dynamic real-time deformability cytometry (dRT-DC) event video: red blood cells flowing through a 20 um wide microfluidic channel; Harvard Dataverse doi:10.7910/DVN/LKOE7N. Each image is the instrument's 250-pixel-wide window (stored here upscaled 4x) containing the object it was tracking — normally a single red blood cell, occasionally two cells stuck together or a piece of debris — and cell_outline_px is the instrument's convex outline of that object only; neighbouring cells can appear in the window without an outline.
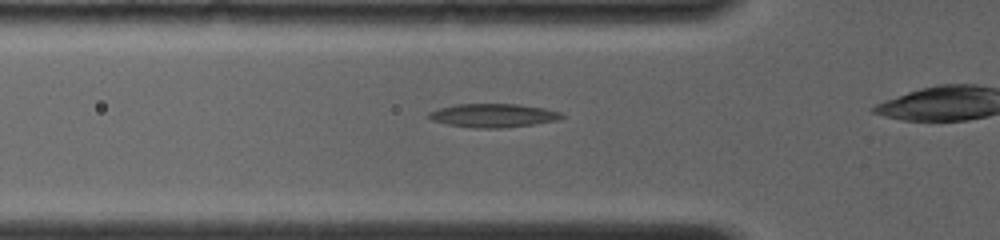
{"species": "common noctule bat (a hibernating species)", "species_latin": "Nyctalus noctula", "temperature_condition": "room temperature", "stored_images_in_passage": 25, "camera_frame_rate_fps": 4000, "um_per_image_px": 0.085, "animal": {"sex": "female", "body_mass_g": 19.0, "forearm_length_mm": 56.7}, "frame": {"image": 1, "passage_image": 5, "time_ms": 1.5, "image_size_px": [1000, 240], "cell_outline_px": [[564, 116], [560, 120], [504, 128], [476, 128], [448, 124], [432, 120], [428, 116], [428, 112], [440, 108], [456, 104], [516, 104], [544, 108], [560, 112]], "centroid_in_image_um": [41.93, 9.81], "position_along_channel_um": 83.9, "area_um2": 18.15}}
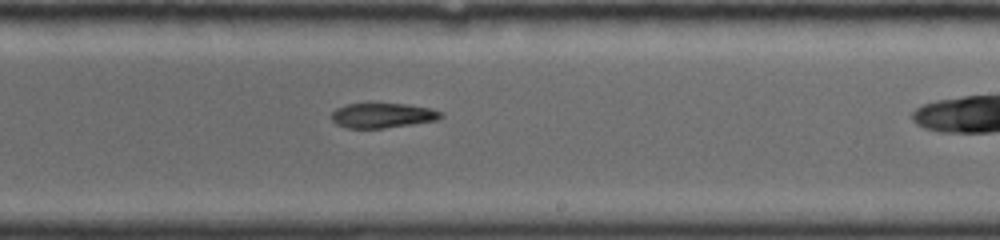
{"frame": {"image": 2, "passage_image": 16, "time_ms": 5.75, "image_size_px": [1000, 240], "cell_outline_px": [[444, 116], [436, 120], [412, 124], [384, 128], [348, 128], [336, 124], [332, 120], [332, 112], [336, 108], [348, 104], [408, 104], [432, 108], [440, 112]], "centroid_in_image_um": [32.52, 9.81], "position_along_channel_um": 256.5, "area_um2": 15.72}}
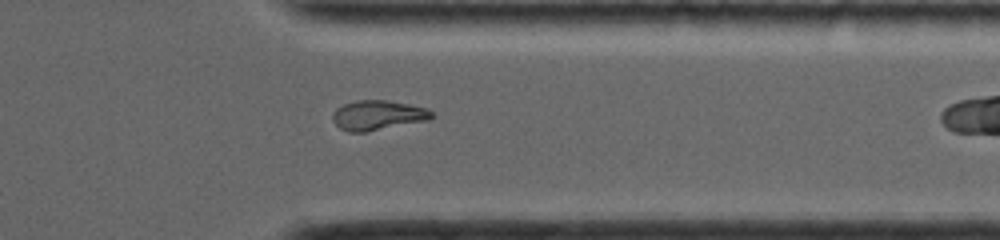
{"frame": {"image": 3, "passage_image": 24, "time_ms": 8.75, "image_size_px": [1000, 240], "cell_outline_px": [[432, 116], [428, 120], [368, 132], [348, 132], [340, 128], [332, 120], [332, 112], [336, 108], [344, 104], [356, 100], [384, 100], [408, 104], [428, 108], [432, 112]], "centroid_in_image_um": [32.08, 9.8], "position_along_channel_um": 379.3, "area_um2": 17.22}}